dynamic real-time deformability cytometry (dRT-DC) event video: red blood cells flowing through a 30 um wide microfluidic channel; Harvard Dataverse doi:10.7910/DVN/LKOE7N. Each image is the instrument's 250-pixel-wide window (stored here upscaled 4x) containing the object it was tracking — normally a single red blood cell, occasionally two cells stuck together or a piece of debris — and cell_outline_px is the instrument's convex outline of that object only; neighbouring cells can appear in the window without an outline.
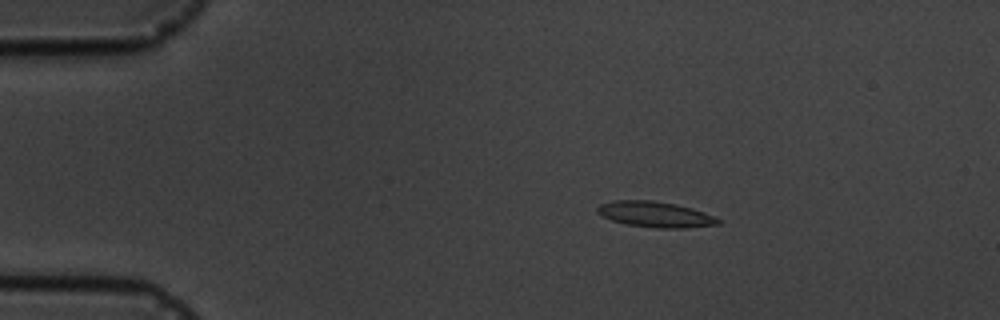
{"species": "common noctule bat (a hibernating species)", "species_latin": "Nyctalus noctula", "temperature_condition": "cold", "stored_images_in_passage": 6, "camera_frame_rate_fps": 3000, "um_per_image_px": 0.085, "animal": {"sex": "male", "body_mass_g": 19.5, "forearm_length_mm": 54.6}, "frame": {"image": 1, "passage_image": 3, "time_ms": 2.333, "image_size_px": [1000, 320], "cell_outline_px": [[724, 220], [720, 224], [684, 228], [656, 228], [624, 224], [612, 220], [596, 212], [596, 208], [600, 204], [612, 200], [652, 200], [676, 204], [692, 208], [704, 212]], "centroid_in_image_um": [55.72, 18.22], "position_along_channel_um": 29.3, "area_um2": 18.26}}
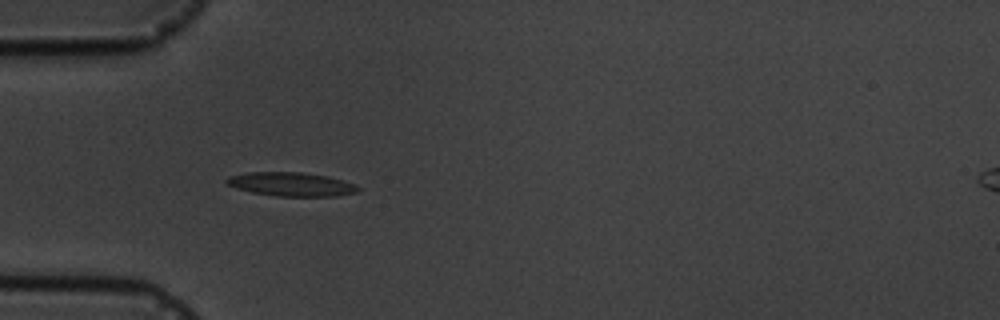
{"frame": {"image": 2, "passage_image": 5, "time_ms": 4.667, "image_size_px": [1000, 320], "cell_outline_px": [[360, 188], [356, 192], [336, 196], [276, 196], [252, 192], [236, 188], [224, 184], [224, 180], [228, 176], [248, 172], [300, 172], [328, 176], [356, 184]], "centroid_in_image_um": [24.71, 15.65], "position_along_channel_um": 60.3, "area_um2": 18.32}}
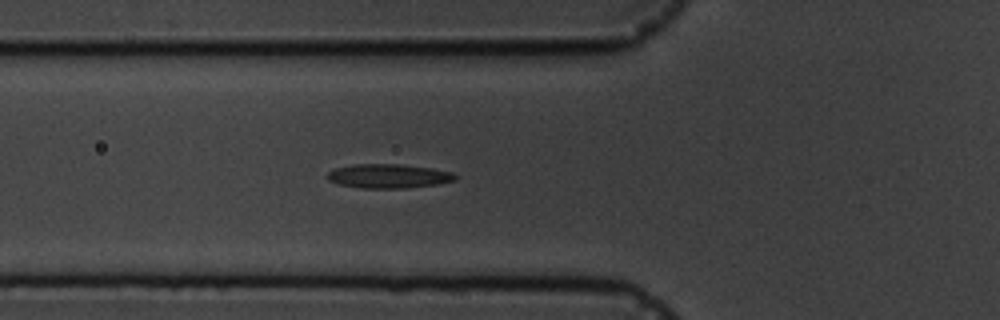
{"frame": {"image": 3, "passage_image": 6, "time_ms": 5.667, "image_size_px": [1000, 320], "cell_outline_px": [[460, 176], [456, 180], [440, 184], [404, 188], [360, 188], [336, 184], [328, 180], [328, 172], [336, 168], [352, 164], [400, 164], [432, 168], [452, 172]], "centroid_in_image_um": [33.06, 14.97], "position_along_channel_um": 92.7, "area_um2": 18.21}}